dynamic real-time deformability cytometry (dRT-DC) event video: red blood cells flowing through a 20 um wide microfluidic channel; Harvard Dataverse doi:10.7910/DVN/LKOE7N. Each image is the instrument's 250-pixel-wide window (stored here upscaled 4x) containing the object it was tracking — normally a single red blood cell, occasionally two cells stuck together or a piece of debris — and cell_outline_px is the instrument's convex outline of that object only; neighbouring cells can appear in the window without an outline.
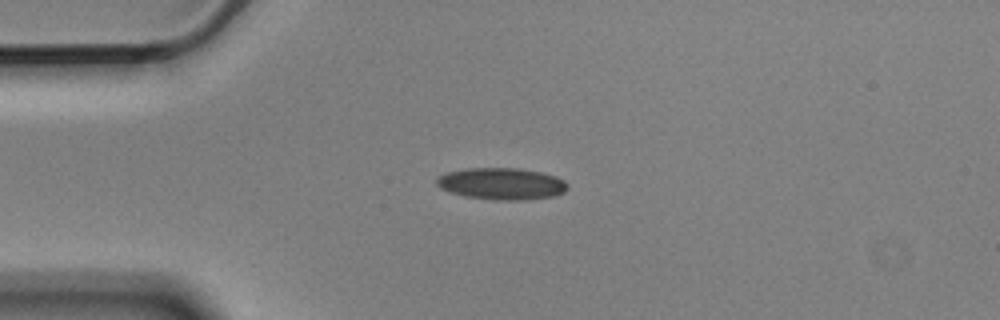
{"species": "Egyptian fruit bat (a non-hibernating species)", "species_latin": "Rousettus aegyptiacus", "temperature_condition": "cold", "stored_images_in_passage": 4, "camera_frame_rate_fps": 3000, "um_per_image_px": 0.085, "animal": {"sex": "male"}, "frame": {"image": 1, "passage_image": 3, "time_ms": 0.667, "image_size_px": [1000, 320], "cell_outline_px": [[568, 188], [564, 192], [556, 196], [524, 200], [492, 200], [464, 196], [448, 192], [440, 188], [436, 184], [436, 176], [444, 172], [468, 168], [516, 168], [540, 172], [556, 176], [564, 180], [568, 184]], "centroid_in_image_um": [42.61, 15.62], "position_along_channel_um": 42.4, "area_um2": 24.62}}